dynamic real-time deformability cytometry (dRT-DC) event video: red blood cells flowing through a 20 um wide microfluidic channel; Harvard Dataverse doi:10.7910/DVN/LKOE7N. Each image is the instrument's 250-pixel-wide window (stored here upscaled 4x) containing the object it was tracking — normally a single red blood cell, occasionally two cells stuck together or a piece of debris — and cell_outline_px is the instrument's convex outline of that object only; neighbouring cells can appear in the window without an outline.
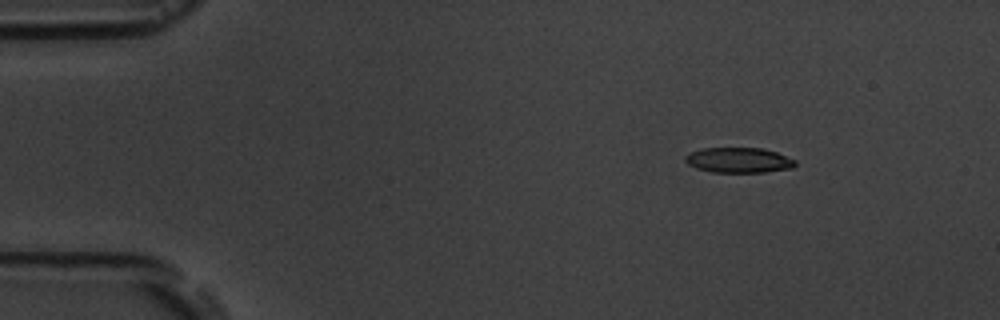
{"species": "common noctule bat (a hibernating species)", "species_latin": "Nyctalus noctula", "temperature_condition": "room temperature", "stored_images_in_passage": 9, "camera_frame_rate_fps": 3000, "um_per_image_px": 0.085, "animal": {"sex": "male", "body_mass_g": 19.5, "forearm_length_mm": 54.6}, "frame": {"image": 1, "passage_image": 2, "time_ms": 1.0, "image_size_px": [1000, 320], "cell_outline_px": [[796, 164], [792, 168], [764, 172], [712, 172], [696, 168], [688, 164], [684, 160], [684, 156], [700, 148], [764, 148], [776, 152], [796, 160]], "centroid_in_image_um": [62.78, 13.61], "position_along_channel_um": 22.2, "area_um2": 16.18}}
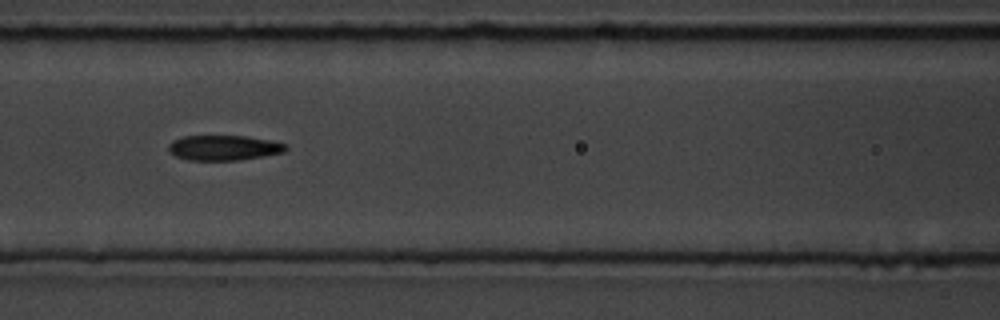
{"frame": {"image": 2, "passage_image": 7, "time_ms": 6.667, "image_size_px": [1000, 320], "cell_outline_px": [[288, 148], [284, 152], [264, 156], [240, 160], [188, 160], [176, 156], [168, 152], [168, 144], [172, 140], [184, 136], [244, 136], [268, 140], [284, 144]], "centroid_in_image_um": [18.97, 12.56], "position_along_channel_um": 147.6, "area_um2": 17.11}}
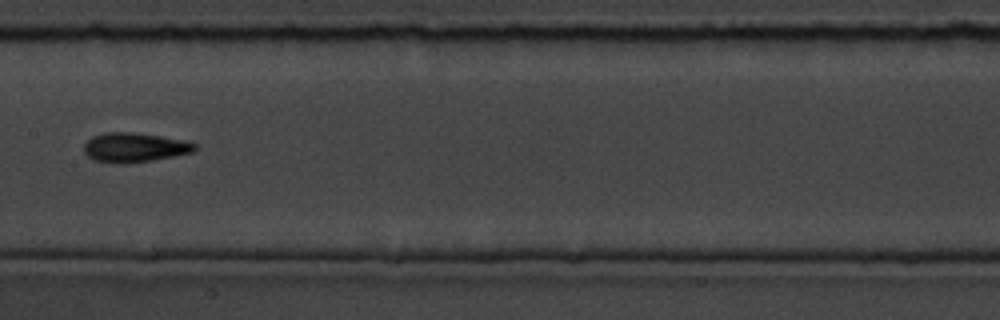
{"frame": {"image": 3, "passage_image": 8, "time_ms": 8.0, "image_size_px": [1000, 320], "cell_outline_px": [[196, 148], [192, 152], [152, 160], [124, 164], [120, 164], [96, 160], [88, 156], [84, 152], [84, 144], [92, 136], [104, 132], [132, 132], [160, 136], [180, 140], [196, 144]], "centroid_in_image_um": [11.38, 12.53], "position_along_channel_um": 196.0, "area_um2": 18.73}}